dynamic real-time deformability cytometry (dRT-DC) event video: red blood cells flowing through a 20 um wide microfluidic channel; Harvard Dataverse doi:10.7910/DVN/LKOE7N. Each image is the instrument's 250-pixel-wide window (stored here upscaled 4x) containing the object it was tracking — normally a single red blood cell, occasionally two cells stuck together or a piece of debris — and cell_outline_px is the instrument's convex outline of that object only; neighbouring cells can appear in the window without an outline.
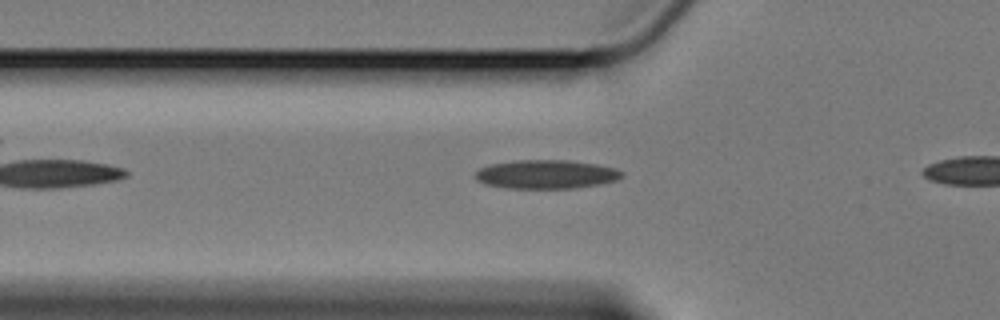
{"species": "Egyptian fruit bat (a non-hibernating species)", "species_latin": "Rousettus aegyptiacus", "temperature_condition": "cold", "stored_images_in_passage": 21, "camera_frame_rate_fps": 3000, "um_per_image_px": 0.085, "animal": {"sex": "female"}, "frame": {"image": 1, "passage_image": 5, "time_ms": 1.333, "image_size_px": [1000, 320], "cell_outline_px": [[624, 176], [616, 180], [600, 184], [576, 188], [504, 188], [484, 184], [476, 180], [476, 172], [480, 168], [492, 164], [516, 160], [568, 160], [596, 164], [616, 168], [624, 172]], "centroid_in_image_um": [46.45, 14.82], "position_along_channel_um": 79.4, "area_um2": 24.68}}
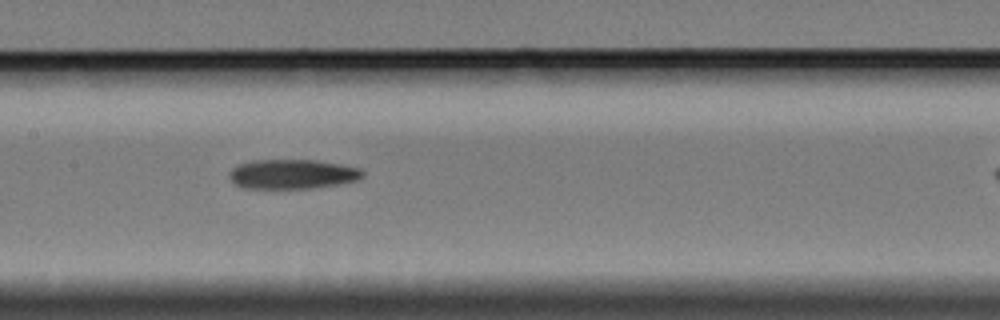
{"frame": {"image": 2, "passage_image": 14, "time_ms": 4.333, "image_size_px": [1000, 320], "cell_outline_px": [[364, 176], [356, 180], [340, 184], [312, 188], [240, 188], [228, 176], [228, 172], [232, 168], [240, 164], [252, 160], [316, 160], [340, 164], [360, 168], [364, 172]], "centroid_in_image_um": [24.85, 14.8], "position_along_channel_um": 182.6, "area_um2": 23.0}}
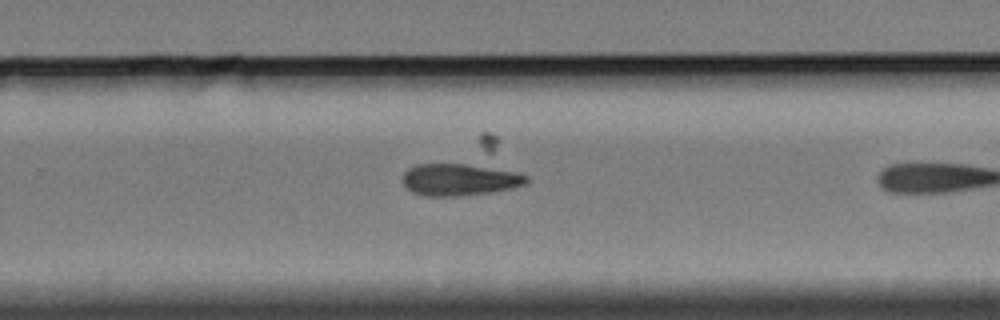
{"frame": {"image": 3, "passage_image": 20, "time_ms": 6.333, "image_size_px": [1000, 320], "cell_outline_px": [[528, 180], [524, 184], [512, 188], [488, 192], [456, 196], [424, 196], [412, 192], [404, 184], [404, 172], [408, 168], [416, 164], [464, 164], [492, 168], [512, 172], [528, 176]], "centroid_in_image_um": [39.0, 15.27], "position_along_channel_um": 290.8, "area_um2": 22.54}}